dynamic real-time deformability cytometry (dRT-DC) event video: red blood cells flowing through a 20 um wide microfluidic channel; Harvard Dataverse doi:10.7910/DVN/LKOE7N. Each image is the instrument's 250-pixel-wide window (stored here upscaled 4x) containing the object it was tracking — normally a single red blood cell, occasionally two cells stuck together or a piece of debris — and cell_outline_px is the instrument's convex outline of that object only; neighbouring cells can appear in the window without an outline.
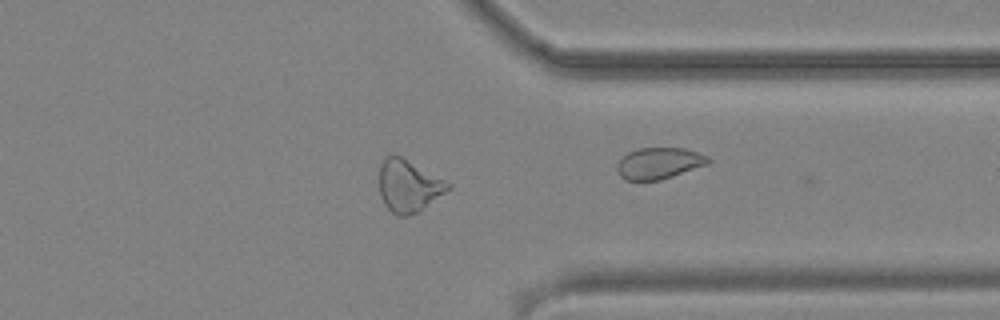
{"species": "common noctule bat (a hibernating species)", "species_latin": "Nyctalus noctula", "temperature_condition": "cold", "stored_images_in_passage": 32, "camera_frame_rate_fps": 3000, "um_per_image_px": 0.085, "animal": {"sex": "male", "body_mass_g": 19.2, "forearm_length_mm": 51.8}, "frame": {"image": 1, "passage_image": 31, "time_ms": 10.0, "image_size_px": [1000, 320], "cell_outline_px": [[452, 188], [420, 212], [408, 216], [396, 216], [384, 204], [380, 196], [380, 164], [384, 156], [400, 156], [452, 184]], "centroid_in_image_um": [34.74, 15.84], "position_along_channel_um": 376.7, "area_um2": 20.98}}